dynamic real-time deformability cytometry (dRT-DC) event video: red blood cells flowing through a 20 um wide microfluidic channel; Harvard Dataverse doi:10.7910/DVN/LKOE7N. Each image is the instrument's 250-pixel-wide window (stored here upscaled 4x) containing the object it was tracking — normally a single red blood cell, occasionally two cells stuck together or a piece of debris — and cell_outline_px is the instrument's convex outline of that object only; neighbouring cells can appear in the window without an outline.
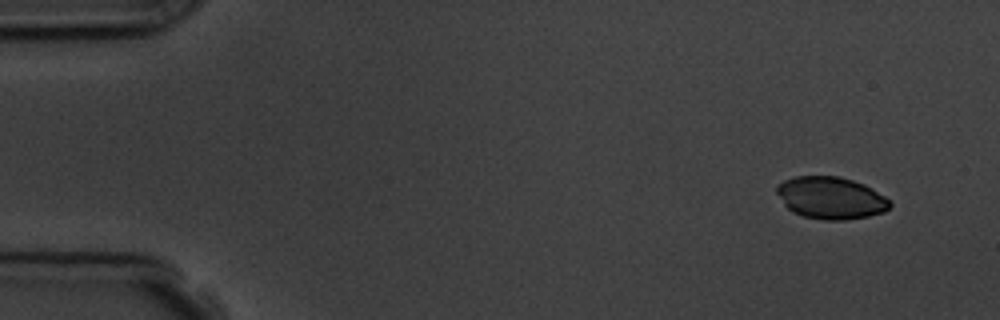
{"species": "common noctule bat (a hibernating species)", "species_latin": "Nyctalus noctula", "temperature_condition": "room temperature", "stored_images_in_passage": 5, "camera_frame_rate_fps": 3000, "um_per_image_px": 0.085, "animal": {"sex": "male", "body_mass_g": 19.5, "forearm_length_mm": 54.6}, "frame": {"image": 1, "passage_image": 1, "time_ms": 0.0, "image_size_px": [1000, 320], "cell_outline_px": [[892, 204], [884, 212], [868, 216], [844, 220], [824, 220], [804, 216], [792, 212], [784, 204], [776, 192], [776, 188], [784, 180], [796, 176], [840, 176], [864, 184], [872, 188], [884, 196]], "centroid_in_image_um": [70.62, 16.82], "position_along_channel_um": 14.4, "area_um2": 27.69}}